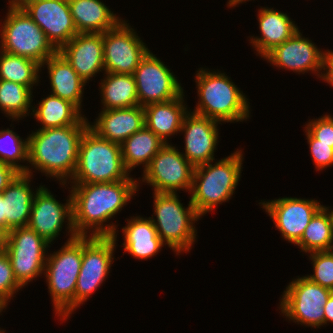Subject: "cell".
Returning <instances> with one entry per match:
<instances>
[{
	"label": "cell",
	"mask_w": 333,
	"mask_h": 333,
	"mask_svg": "<svg viewBox=\"0 0 333 333\" xmlns=\"http://www.w3.org/2000/svg\"><path fill=\"white\" fill-rule=\"evenodd\" d=\"M27 1H29V0H10L9 5L13 6V7H20Z\"/></svg>",
	"instance_id": "ee69618b"
},
{
	"label": "cell",
	"mask_w": 333,
	"mask_h": 333,
	"mask_svg": "<svg viewBox=\"0 0 333 333\" xmlns=\"http://www.w3.org/2000/svg\"><path fill=\"white\" fill-rule=\"evenodd\" d=\"M4 308L6 307L0 302V313L3 311Z\"/></svg>",
	"instance_id": "7dc6e473"
},
{
	"label": "cell",
	"mask_w": 333,
	"mask_h": 333,
	"mask_svg": "<svg viewBox=\"0 0 333 333\" xmlns=\"http://www.w3.org/2000/svg\"><path fill=\"white\" fill-rule=\"evenodd\" d=\"M28 227L44 238L49 244L58 237L64 220H68V233L77 236L72 223L71 194L67 203H59L50 191L43 187L35 191Z\"/></svg>",
	"instance_id": "e0dca14e"
},
{
	"label": "cell",
	"mask_w": 333,
	"mask_h": 333,
	"mask_svg": "<svg viewBox=\"0 0 333 333\" xmlns=\"http://www.w3.org/2000/svg\"><path fill=\"white\" fill-rule=\"evenodd\" d=\"M260 203L273 219L283 238L294 245L301 239L313 216L323 207L315 199L296 197H284Z\"/></svg>",
	"instance_id": "2e32d148"
},
{
	"label": "cell",
	"mask_w": 333,
	"mask_h": 333,
	"mask_svg": "<svg viewBox=\"0 0 333 333\" xmlns=\"http://www.w3.org/2000/svg\"><path fill=\"white\" fill-rule=\"evenodd\" d=\"M324 309V325L327 322L333 323V293L327 300V303L323 307Z\"/></svg>",
	"instance_id": "60d3db41"
},
{
	"label": "cell",
	"mask_w": 333,
	"mask_h": 333,
	"mask_svg": "<svg viewBox=\"0 0 333 333\" xmlns=\"http://www.w3.org/2000/svg\"><path fill=\"white\" fill-rule=\"evenodd\" d=\"M47 65L52 93L73 103L81 110L83 88L86 82L71 67L68 61L57 52L42 65Z\"/></svg>",
	"instance_id": "d4e9b609"
},
{
	"label": "cell",
	"mask_w": 333,
	"mask_h": 333,
	"mask_svg": "<svg viewBox=\"0 0 333 333\" xmlns=\"http://www.w3.org/2000/svg\"><path fill=\"white\" fill-rule=\"evenodd\" d=\"M324 53L308 38L302 36L298 29L288 40L276 46L264 59L272 65L295 72L313 71L322 77ZM319 73V74H318ZM320 75V76H319Z\"/></svg>",
	"instance_id": "ac0fdd59"
},
{
	"label": "cell",
	"mask_w": 333,
	"mask_h": 333,
	"mask_svg": "<svg viewBox=\"0 0 333 333\" xmlns=\"http://www.w3.org/2000/svg\"><path fill=\"white\" fill-rule=\"evenodd\" d=\"M89 123L83 117L76 125L32 132L28 136V162L46 176L66 184L76 170L80 142Z\"/></svg>",
	"instance_id": "7a4b0ae2"
},
{
	"label": "cell",
	"mask_w": 333,
	"mask_h": 333,
	"mask_svg": "<svg viewBox=\"0 0 333 333\" xmlns=\"http://www.w3.org/2000/svg\"><path fill=\"white\" fill-rule=\"evenodd\" d=\"M39 107H32L34 117L43 125L40 130L76 125L82 118L81 111L70 101L53 94L43 98Z\"/></svg>",
	"instance_id": "f546056e"
},
{
	"label": "cell",
	"mask_w": 333,
	"mask_h": 333,
	"mask_svg": "<svg viewBox=\"0 0 333 333\" xmlns=\"http://www.w3.org/2000/svg\"><path fill=\"white\" fill-rule=\"evenodd\" d=\"M58 52L86 83L105 71L103 33H78Z\"/></svg>",
	"instance_id": "ffe728a7"
},
{
	"label": "cell",
	"mask_w": 333,
	"mask_h": 333,
	"mask_svg": "<svg viewBox=\"0 0 333 333\" xmlns=\"http://www.w3.org/2000/svg\"><path fill=\"white\" fill-rule=\"evenodd\" d=\"M48 247L49 243L28 226L9 230L4 251L10 258L14 276L22 287L43 274L47 260L45 251Z\"/></svg>",
	"instance_id": "8fae6325"
},
{
	"label": "cell",
	"mask_w": 333,
	"mask_h": 333,
	"mask_svg": "<svg viewBox=\"0 0 333 333\" xmlns=\"http://www.w3.org/2000/svg\"><path fill=\"white\" fill-rule=\"evenodd\" d=\"M296 245L306 253L333 250L332 222L324 207L313 216Z\"/></svg>",
	"instance_id": "4dcf8cb0"
},
{
	"label": "cell",
	"mask_w": 333,
	"mask_h": 333,
	"mask_svg": "<svg viewBox=\"0 0 333 333\" xmlns=\"http://www.w3.org/2000/svg\"><path fill=\"white\" fill-rule=\"evenodd\" d=\"M333 293L307 277H298L286 287L281 299V313L289 320L320 328L324 325V305Z\"/></svg>",
	"instance_id": "9c48e42d"
},
{
	"label": "cell",
	"mask_w": 333,
	"mask_h": 333,
	"mask_svg": "<svg viewBox=\"0 0 333 333\" xmlns=\"http://www.w3.org/2000/svg\"><path fill=\"white\" fill-rule=\"evenodd\" d=\"M129 174L123 163L121 144L101 138L88 127L80 142L71 183L135 180Z\"/></svg>",
	"instance_id": "277c9868"
},
{
	"label": "cell",
	"mask_w": 333,
	"mask_h": 333,
	"mask_svg": "<svg viewBox=\"0 0 333 333\" xmlns=\"http://www.w3.org/2000/svg\"><path fill=\"white\" fill-rule=\"evenodd\" d=\"M242 155V151L238 150L213 165V161H210L195 167L189 193L191 203L200 217L231 198L240 181Z\"/></svg>",
	"instance_id": "3957f363"
},
{
	"label": "cell",
	"mask_w": 333,
	"mask_h": 333,
	"mask_svg": "<svg viewBox=\"0 0 333 333\" xmlns=\"http://www.w3.org/2000/svg\"><path fill=\"white\" fill-rule=\"evenodd\" d=\"M59 50L78 34L68 1L29 0L20 6Z\"/></svg>",
	"instance_id": "9a60e30c"
},
{
	"label": "cell",
	"mask_w": 333,
	"mask_h": 333,
	"mask_svg": "<svg viewBox=\"0 0 333 333\" xmlns=\"http://www.w3.org/2000/svg\"><path fill=\"white\" fill-rule=\"evenodd\" d=\"M164 145V141L144 126L121 144V153L126 170L130 173L133 168L141 164H143L145 170Z\"/></svg>",
	"instance_id": "83f0119b"
},
{
	"label": "cell",
	"mask_w": 333,
	"mask_h": 333,
	"mask_svg": "<svg viewBox=\"0 0 333 333\" xmlns=\"http://www.w3.org/2000/svg\"><path fill=\"white\" fill-rule=\"evenodd\" d=\"M195 167L176 147L165 143L143 170L142 182L152 185L154 192L177 193L178 190L191 191Z\"/></svg>",
	"instance_id": "7c38bea8"
},
{
	"label": "cell",
	"mask_w": 333,
	"mask_h": 333,
	"mask_svg": "<svg viewBox=\"0 0 333 333\" xmlns=\"http://www.w3.org/2000/svg\"><path fill=\"white\" fill-rule=\"evenodd\" d=\"M116 238L82 236V264L75 289V309L105 281L113 261Z\"/></svg>",
	"instance_id": "30bf717a"
},
{
	"label": "cell",
	"mask_w": 333,
	"mask_h": 333,
	"mask_svg": "<svg viewBox=\"0 0 333 333\" xmlns=\"http://www.w3.org/2000/svg\"><path fill=\"white\" fill-rule=\"evenodd\" d=\"M305 129L314 139L318 140V143L333 144V117L331 115L311 120Z\"/></svg>",
	"instance_id": "74e56055"
},
{
	"label": "cell",
	"mask_w": 333,
	"mask_h": 333,
	"mask_svg": "<svg viewBox=\"0 0 333 333\" xmlns=\"http://www.w3.org/2000/svg\"><path fill=\"white\" fill-rule=\"evenodd\" d=\"M258 16L261 37L252 36L250 43L255 47L258 55L264 58L276 46L288 40L298 27L286 13L273 8H260Z\"/></svg>",
	"instance_id": "603a6c76"
},
{
	"label": "cell",
	"mask_w": 333,
	"mask_h": 333,
	"mask_svg": "<svg viewBox=\"0 0 333 333\" xmlns=\"http://www.w3.org/2000/svg\"><path fill=\"white\" fill-rule=\"evenodd\" d=\"M82 264V236H71L59 251L48 255L44 268L55 314L62 320L75 309V289Z\"/></svg>",
	"instance_id": "8992f818"
},
{
	"label": "cell",
	"mask_w": 333,
	"mask_h": 333,
	"mask_svg": "<svg viewBox=\"0 0 333 333\" xmlns=\"http://www.w3.org/2000/svg\"><path fill=\"white\" fill-rule=\"evenodd\" d=\"M196 74L199 103L193 113L218 122H239L249 117V104L243 92L225 73L203 68Z\"/></svg>",
	"instance_id": "5b68a950"
},
{
	"label": "cell",
	"mask_w": 333,
	"mask_h": 333,
	"mask_svg": "<svg viewBox=\"0 0 333 333\" xmlns=\"http://www.w3.org/2000/svg\"><path fill=\"white\" fill-rule=\"evenodd\" d=\"M314 274L307 275L309 280L333 291V250L310 252Z\"/></svg>",
	"instance_id": "e575fe53"
},
{
	"label": "cell",
	"mask_w": 333,
	"mask_h": 333,
	"mask_svg": "<svg viewBox=\"0 0 333 333\" xmlns=\"http://www.w3.org/2000/svg\"><path fill=\"white\" fill-rule=\"evenodd\" d=\"M151 218L131 217L123 227L124 252L127 251L136 259H148L156 255L164 243L158 236Z\"/></svg>",
	"instance_id": "4316f807"
},
{
	"label": "cell",
	"mask_w": 333,
	"mask_h": 333,
	"mask_svg": "<svg viewBox=\"0 0 333 333\" xmlns=\"http://www.w3.org/2000/svg\"><path fill=\"white\" fill-rule=\"evenodd\" d=\"M0 80L22 84L33 89L39 82L41 65L27 57L0 51Z\"/></svg>",
	"instance_id": "1f68e13d"
},
{
	"label": "cell",
	"mask_w": 333,
	"mask_h": 333,
	"mask_svg": "<svg viewBox=\"0 0 333 333\" xmlns=\"http://www.w3.org/2000/svg\"><path fill=\"white\" fill-rule=\"evenodd\" d=\"M133 76L138 102L142 107L171 101L184 93L177 77L150 50L135 69Z\"/></svg>",
	"instance_id": "4fadbf2b"
},
{
	"label": "cell",
	"mask_w": 333,
	"mask_h": 333,
	"mask_svg": "<svg viewBox=\"0 0 333 333\" xmlns=\"http://www.w3.org/2000/svg\"><path fill=\"white\" fill-rule=\"evenodd\" d=\"M145 126L144 108L102 110L94 125L89 128L103 139L122 144L128 137Z\"/></svg>",
	"instance_id": "44dd1931"
},
{
	"label": "cell",
	"mask_w": 333,
	"mask_h": 333,
	"mask_svg": "<svg viewBox=\"0 0 333 333\" xmlns=\"http://www.w3.org/2000/svg\"><path fill=\"white\" fill-rule=\"evenodd\" d=\"M31 90L19 83L0 80V109L14 120L26 116L32 102Z\"/></svg>",
	"instance_id": "d6a6232c"
},
{
	"label": "cell",
	"mask_w": 333,
	"mask_h": 333,
	"mask_svg": "<svg viewBox=\"0 0 333 333\" xmlns=\"http://www.w3.org/2000/svg\"><path fill=\"white\" fill-rule=\"evenodd\" d=\"M9 229L0 223V251H4L8 243Z\"/></svg>",
	"instance_id": "b9f144b4"
},
{
	"label": "cell",
	"mask_w": 333,
	"mask_h": 333,
	"mask_svg": "<svg viewBox=\"0 0 333 333\" xmlns=\"http://www.w3.org/2000/svg\"><path fill=\"white\" fill-rule=\"evenodd\" d=\"M68 3L78 33H104L122 20L100 0H69Z\"/></svg>",
	"instance_id": "484cf974"
},
{
	"label": "cell",
	"mask_w": 333,
	"mask_h": 333,
	"mask_svg": "<svg viewBox=\"0 0 333 333\" xmlns=\"http://www.w3.org/2000/svg\"><path fill=\"white\" fill-rule=\"evenodd\" d=\"M323 70L326 73L322 74L321 79L333 86V51H325Z\"/></svg>",
	"instance_id": "ab89813d"
},
{
	"label": "cell",
	"mask_w": 333,
	"mask_h": 333,
	"mask_svg": "<svg viewBox=\"0 0 333 333\" xmlns=\"http://www.w3.org/2000/svg\"><path fill=\"white\" fill-rule=\"evenodd\" d=\"M154 214L157 220H151L161 241L177 255L189 252L197 235L194 223L200 218L191 200L184 208L176 193L154 192Z\"/></svg>",
	"instance_id": "52a82bcc"
},
{
	"label": "cell",
	"mask_w": 333,
	"mask_h": 333,
	"mask_svg": "<svg viewBox=\"0 0 333 333\" xmlns=\"http://www.w3.org/2000/svg\"><path fill=\"white\" fill-rule=\"evenodd\" d=\"M72 184V223L76 235L87 236L92 229L90 236L117 238L116 226L104 223L131 200L138 190V181Z\"/></svg>",
	"instance_id": "6da1fadb"
},
{
	"label": "cell",
	"mask_w": 333,
	"mask_h": 333,
	"mask_svg": "<svg viewBox=\"0 0 333 333\" xmlns=\"http://www.w3.org/2000/svg\"><path fill=\"white\" fill-rule=\"evenodd\" d=\"M9 8L1 25V50L27 57L42 65L58 50L21 7L9 6Z\"/></svg>",
	"instance_id": "ba28073f"
},
{
	"label": "cell",
	"mask_w": 333,
	"mask_h": 333,
	"mask_svg": "<svg viewBox=\"0 0 333 333\" xmlns=\"http://www.w3.org/2000/svg\"><path fill=\"white\" fill-rule=\"evenodd\" d=\"M31 175L19 173L2 191L5 226L11 230L28 226L34 192Z\"/></svg>",
	"instance_id": "7402d4cb"
},
{
	"label": "cell",
	"mask_w": 333,
	"mask_h": 333,
	"mask_svg": "<svg viewBox=\"0 0 333 333\" xmlns=\"http://www.w3.org/2000/svg\"><path fill=\"white\" fill-rule=\"evenodd\" d=\"M323 207L328 211V213L330 215L331 222H332V229H333V210H330L331 211L330 212L328 207H326V206H323Z\"/></svg>",
	"instance_id": "bcb514c9"
},
{
	"label": "cell",
	"mask_w": 333,
	"mask_h": 333,
	"mask_svg": "<svg viewBox=\"0 0 333 333\" xmlns=\"http://www.w3.org/2000/svg\"><path fill=\"white\" fill-rule=\"evenodd\" d=\"M218 121L188 112L180 132L184 133L185 153L182 154L194 167L214 159L218 141Z\"/></svg>",
	"instance_id": "d6986e66"
},
{
	"label": "cell",
	"mask_w": 333,
	"mask_h": 333,
	"mask_svg": "<svg viewBox=\"0 0 333 333\" xmlns=\"http://www.w3.org/2000/svg\"><path fill=\"white\" fill-rule=\"evenodd\" d=\"M244 1H249V0H229L228 6L229 7H235L237 4H240Z\"/></svg>",
	"instance_id": "f6af8a7d"
},
{
	"label": "cell",
	"mask_w": 333,
	"mask_h": 333,
	"mask_svg": "<svg viewBox=\"0 0 333 333\" xmlns=\"http://www.w3.org/2000/svg\"><path fill=\"white\" fill-rule=\"evenodd\" d=\"M0 223L5 225V216H4V209H3V198L0 194Z\"/></svg>",
	"instance_id": "7bdbcfd3"
},
{
	"label": "cell",
	"mask_w": 333,
	"mask_h": 333,
	"mask_svg": "<svg viewBox=\"0 0 333 333\" xmlns=\"http://www.w3.org/2000/svg\"><path fill=\"white\" fill-rule=\"evenodd\" d=\"M307 142L314 164L318 170H323L326 167L333 165V144L318 143L307 131Z\"/></svg>",
	"instance_id": "8d00e7d4"
},
{
	"label": "cell",
	"mask_w": 333,
	"mask_h": 333,
	"mask_svg": "<svg viewBox=\"0 0 333 333\" xmlns=\"http://www.w3.org/2000/svg\"><path fill=\"white\" fill-rule=\"evenodd\" d=\"M28 162V137L22 140L10 129L0 130V162L12 166L19 173L32 176L29 166L20 165V161Z\"/></svg>",
	"instance_id": "836d02e7"
},
{
	"label": "cell",
	"mask_w": 333,
	"mask_h": 333,
	"mask_svg": "<svg viewBox=\"0 0 333 333\" xmlns=\"http://www.w3.org/2000/svg\"><path fill=\"white\" fill-rule=\"evenodd\" d=\"M101 81V103L103 110L138 106L137 87L133 74L106 72Z\"/></svg>",
	"instance_id": "f1b7e54d"
},
{
	"label": "cell",
	"mask_w": 333,
	"mask_h": 333,
	"mask_svg": "<svg viewBox=\"0 0 333 333\" xmlns=\"http://www.w3.org/2000/svg\"><path fill=\"white\" fill-rule=\"evenodd\" d=\"M18 174L12 166L0 162V194Z\"/></svg>",
	"instance_id": "f35d334b"
},
{
	"label": "cell",
	"mask_w": 333,
	"mask_h": 333,
	"mask_svg": "<svg viewBox=\"0 0 333 333\" xmlns=\"http://www.w3.org/2000/svg\"><path fill=\"white\" fill-rule=\"evenodd\" d=\"M184 94L163 103H152L144 106L145 126L153 131L162 141L168 143L167 137L180 132L185 115Z\"/></svg>",
	"instance_id": "cb8c5ba5"
},
{
	"label": "cell",
	"mask_w": 333,
	"mask_h": 333,
	"mask_svg": "<svg viewBox=\"0 0 333 333\" xmlns=\"http://www.w3.org/2000/svg\"><path fill=\"white\" fill-rule=\"evenodd\" d=\"M21 288L14 276L10 258L5 251H0V302L6 307L8 300Z\"/></svg>",
	"instance_id": "d590c367"
},
{
	"label": "cell",
	"mask_w": 333,
	"mask_h": 333,
	"mask_svg": "<svg viewBox=\"0 0 333 333\" xmlns=\"http://www.w3.org/2000/svg\"><path fill=\"white\" fill-rule=\"evenodd\" d=\"M103 50L105 72L115 74H133L149 51L124 20L103 33Z\"/></svg>",
	"instance_id": "5bb4252c"
}]
</instances>
